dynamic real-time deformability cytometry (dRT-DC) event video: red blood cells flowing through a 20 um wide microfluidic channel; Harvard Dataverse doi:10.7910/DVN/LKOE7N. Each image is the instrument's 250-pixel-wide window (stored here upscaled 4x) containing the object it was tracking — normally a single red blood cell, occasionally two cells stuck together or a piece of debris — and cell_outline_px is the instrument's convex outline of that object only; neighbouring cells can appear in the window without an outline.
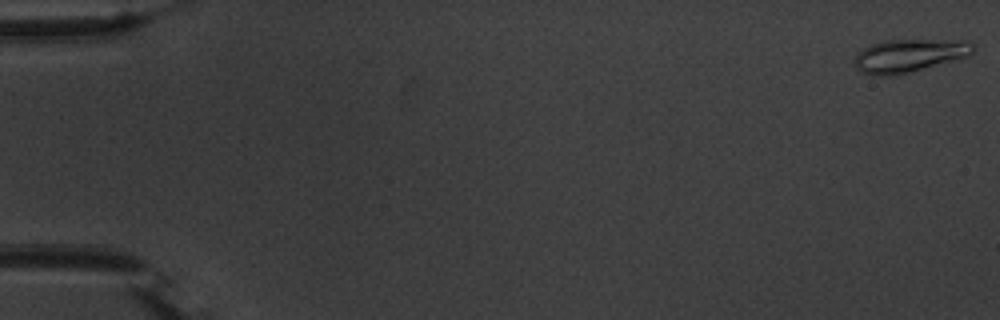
{"species": "common noctule bat (a hibernating species)", "species_latin": "Nyctalus noctula", "temperature_condition": "warm", "stored_images_in_passage": 55, "camera_frame_rate_fps": 3000, "um_per_image_px": 0.085, "animal": {"sex": "male", "body_mass_g": 20.1, "forearm_length_mm": 53.5}, "frame": {"image": 1, "passage_image": 1, "time_ms": 0.0, "image_size_px": [1000, 320], "cell_outline_px": [[976, 48], [968, 56], [896, 76], [872, 76], [860, 72], [856, 68], [856, 52], [872, 44], [884, 40], [972, 40]], "centroid_in_image_um": [77.29, 4.73], "position_along_channel_um": 7.7, "area_um2": 23.06}}
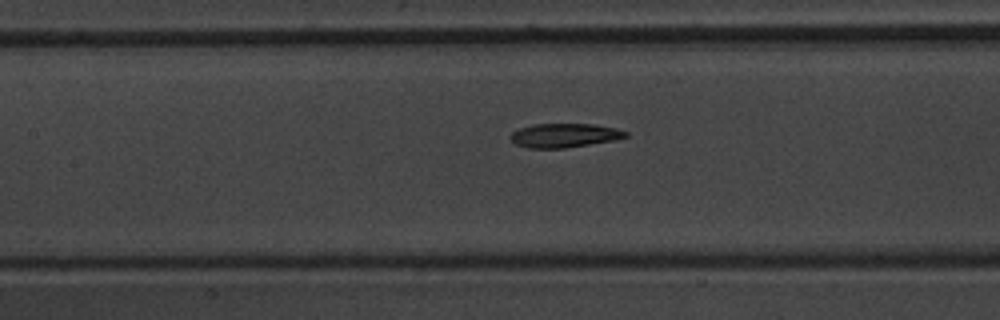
{"frame": {"image": 2, "passage_image": 26, "time_ms": 8.333, "image_size_px": [1000, 320], "cell_outline_px": [[628, 136], [612, 140], [564, 148], [528, 148], [516, 144], [512, 140], [512, 132], [520, 128], [532, 124], [592, 124], [616, 128], [628, 132]], "centroid_in_image_um": [47.97, 11.5], "position_along_channel_um": 159.4, "area_um2": 15.84}}
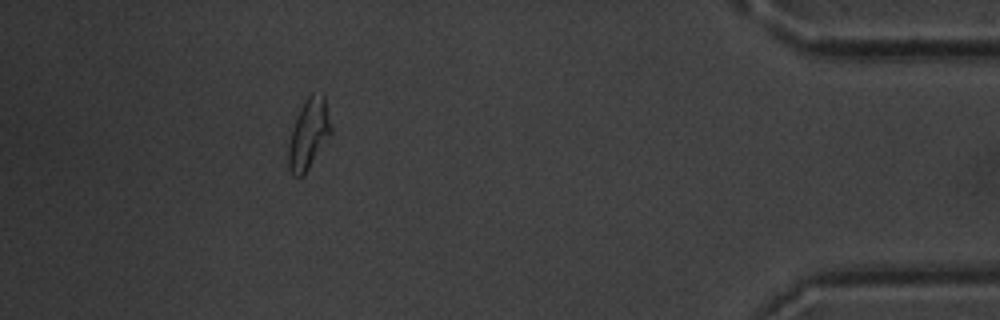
{"frame": {"image": 3, "passage_image": 50, "time_ms": 16.333, "image_size_px": [1000, 320], "cell_outline_px": [[332, 132], [304, 176], [292, 176], [288, 168], [288, 144], [292, 128], [300, 108], [304, 100], [312, 92], [324, 92], [332, 124]], "centroid_in_image_um": [26.25, 11.35], "position_along_channel_um": 408.9, "area_um2": 17.86}, "authors_computed_cell_mechanics": {"area_um2": 17.2822, "velocity_mm_per_s": 3.7291, "shape_relaxation_time_tau1_ms": 3.9774, "shape_relaxation_time_tau2_ms": 3.695, "deformation_change_tau1": 0.1711, "deformation_change_tau2": 0.1328}}